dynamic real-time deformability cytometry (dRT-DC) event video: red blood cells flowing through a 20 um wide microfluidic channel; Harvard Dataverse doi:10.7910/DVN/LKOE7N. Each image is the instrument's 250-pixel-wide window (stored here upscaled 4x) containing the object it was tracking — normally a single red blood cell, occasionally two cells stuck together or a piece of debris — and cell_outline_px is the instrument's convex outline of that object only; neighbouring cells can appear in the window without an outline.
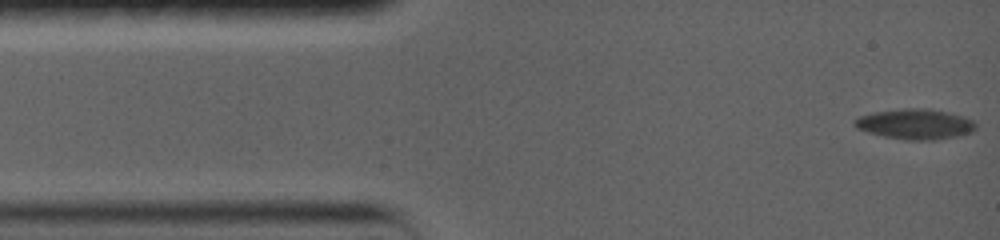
{"species": "common noctule bat (a hibernating species)", "species_latin": "Nyctalus noctula", "temperature_condition": "warm", "stored_images_in_passage": 82, "camera_frame_rate_fps": 5000, "um_per_image_px": 0.085, "animal": {"sex": "female", "body_mass_g": 19.0, "forearm_length_mm": 56.7}, "frame": {"image": 1, "passage_image": 1, "time_ms": 0.0, "image_size_px": [1000, 240], "cell_outline_px": [[976, 128], [972, 132], [956, 136], [936, 140], [904, 140], [884, 136], [868, 132], [860, 128], [856, 124], [856, 120], [860, 116], [880, 112], [940, 112], [964, 116], [972, 120], [976, 124]], "centroid_in_image_um": [77.88, 10.64], "position_along_channel_um": 7.1, "area_um2": 19.59}}
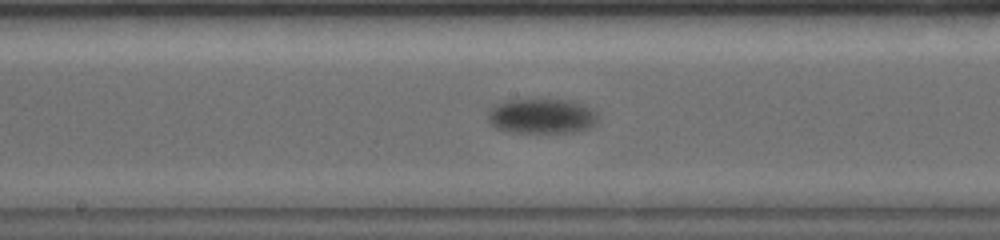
{"frame": {"image": 2, "passage_image": 35, "time_ms": 8.0, "image_size_px": [1000, 240], "cell_outline_px": [[592, 124], [584, 128], [572, 132], [520, 132], [500, 128], [492, 120], [492, 116], [500, 108], [508, 104], [564, 104], [576, 108], [592, 116]], "centroid_in_image_um": [46.02, 10.04], "position_along_channel_um": 202.2, "area_um2": 17.28}}
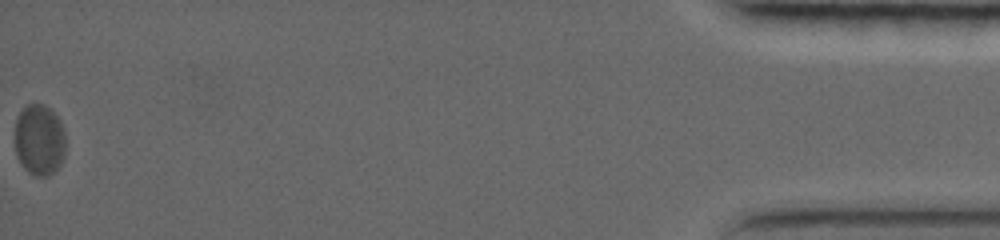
{"frame": {"image": 3, "passage_image": 82, "time_ms": 19.0, "image_size_px": [1000, 240], "cell_outline_px": [[64, 156], [60, 164], [48, 176], [36, 176], [28, 172], [20, 164], [16, 156], [16, 120], [20, 112], [32, 100], [44, 104], [60, 120], [64, 132]], "centroid_in_image_um": [3.33, 11.87], "position_along_channel_um": 431.9, "area_um2": 21.04}, "authors_computed_cell_mechanics": {"area_um2": 19.8543, "velocity_mm_per_s": 3.4303, "shape_relaxation_time_tau1_ms": 3.7045, "shape_relaxation_time_tau2_ms": null, "deformation_change_tau1": 0.1485, "deformation_change_tau2": null}}